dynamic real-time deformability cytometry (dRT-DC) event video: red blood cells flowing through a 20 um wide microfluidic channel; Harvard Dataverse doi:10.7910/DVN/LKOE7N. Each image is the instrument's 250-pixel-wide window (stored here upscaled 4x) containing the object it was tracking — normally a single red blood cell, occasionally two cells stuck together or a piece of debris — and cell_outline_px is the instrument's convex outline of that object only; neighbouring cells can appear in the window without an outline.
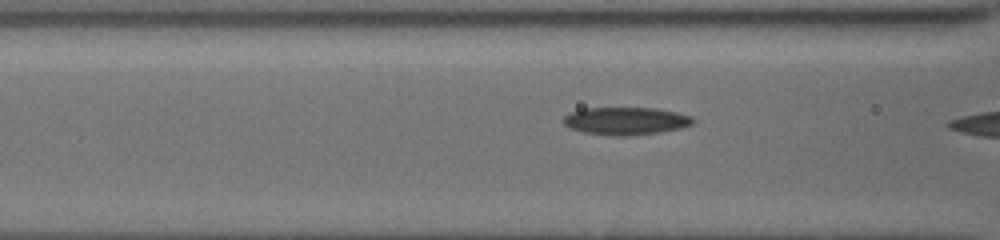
{"species": "common noctule bat (a hibernating species)", "species_latin": "Nyctalus noctula", "temperature_condition": "cold", "stored_images_in_passage": 5, "camera_frame_rate_fps": 3000, "um_per_image_px": 0.085, "animal": {"sex": "female", "body_mass_g": 19.5, "forearm_length_mm": 54.1}, "frame": {"image": 1, "passage_image": 4, "time_ms": 1.333, "image_size_px": [1000, 240], "cell_outline_px": [[696, 120], [692, 124], [680, 128], [656, 132], [624, 136], [616, 136], [584, 132], [572, 128], [564, 124], [564, 116], [568, 112], [584, 108], [656, 108], [676, 112], [692, 116]], "centroid_in_image_um": [53.19, 10.26], "position_along_channel_um": 113.4, "area_um2": 20.69}}